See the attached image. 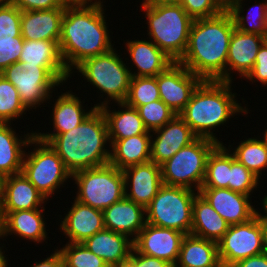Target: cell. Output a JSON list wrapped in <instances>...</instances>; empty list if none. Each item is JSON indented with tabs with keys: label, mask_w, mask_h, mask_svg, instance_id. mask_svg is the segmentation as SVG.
Masks as SVG:
<instances>
[{
	"label": "cell",
	"mask_w": 267,
	"mask_h": 267,
	"mask_svg": "<svg viewBox=\"0 0 267 267\" xmlns=\"http://www.w3.org/2000/svg\"><path fill=\"white\" fill-rule=\"evenodd\" d=\"M234 29L229 11L193 20L186 51L178 63L202 80L226 81L227 55Z\"/></svg>",
	"instance_id": "6da1fadb"
},
{
	"label": "cell",
	"mask_w": 267,
	"mask_h": 267,
	"mask_svg": "<svg viewBox=\"0 0 267 267\" xmlns=\"http://www.w3.org/2000/svg\"><path fill=\"white\" fill-rule=\"evenodd\" d=\"M103 6H66L62 18L60 53L72 74L84 59L98 56L113 48Z\"/></svg>",
	"instance_id": "7a4b0ae2"
},
{
	"label": "cell",
	"mask_w": 267,
	"mask_h": 267,
	"mask_svg": "<svg viewBox=\"0 0 267 267\" xmlns=\"http://www.w3.org/2000/svg\"><path fill=\"white\" fill-rule=\"evenodd\" d=\"M48 144L71 174L110 161V149H105L109 144L107 121L100 108H96L79 126L54 136Z\"/></svg>",
	"instance_id": "3957f363"
},
{
	"label": "cell",
	"mask_w": 267,
	"mask_h": 267,
	"mask_svg": "<svg viewBox=\"0 0 267 267\" xmlns=\"http://www.w3.org/2000/svg\"><path fill=\"white\" fill-rule=\"evenodd\" d=\"M231 83L203 80L192 93L188 104L178 114L198 138H207L223 144L212 129L223 126L234 115L248 114L249 109L241 106L235 99L236 93L232 92Z\"/></svg>",
	"instance_id": "277c9868"
},
{
	"label": "cell",
	"mask_w": 267,
	"mask_h": 267,
	"mask_svg": "<svg viewBox=\"0 0 267 267\" xmlns=\"http://www.w3.org/2000/svg\"><path fill=\"white\" fill-rule=\"evenodd\" d=\"M149 39L175 62L186 51L193 19L179 3L143 0Z\"/></svg>",
	"instance_id": "5b68a950"
},
{
	"label": "cell",
	"mask_w": 267,
	"mask_h": 267,
	"mask_svg": "<svg viewBox=\"0 0 267 267\" xmlns=\"http://www.w3.org/2000/svg\"><path fill=\"white\" fill-rule=\"evenodd\" d=\"M115 48L110 51L84 59L74 69H77L91 85L96 87L100 91L99 96L103 95L105 99L96 104L97 108L109 104L110 101L124 102L127 98L130 80L131 70L124 61L123 58L116 53Z\"/></svg>",
	"instance_id": "8992f818"
},
{
	"label": "cell",
	"mask_w": 267,
	"mask_h": 267,
	"mask_svg": "<svg viewBox=\"0 0 267 267\" xmlns=\"http://www.w3.org/2000/svg\"><path fill=\"white\" fill-rule=\"evenodd\" d=\"M71 179L77 184L74 199L93 208L103 211L125 197L123 171L110 163L77 171Z\"/></svg>",
	"instance_id": "52a82bcc"
},
{
	"label": "cell",
	"mask_w": 267,
	"mask_h": 267,
	"mask_svg": "<svg viewBox=\"0 0 267 267\" xmlns=\"http://www.w3.org/2000/svg\"><path fill=\"white\" fill-rule=\"evenodd\" d=\"M217 145L213 140L197 138L181 148L161 165L163 184L199 192L205 179L208 155Z\"/></svg>",
	"instance_id": "ba28073f"
},
{
	"label": "cell",
	"mask_w": 267,
	"mask_h": 267,
	"mask_svg": "<svg viewBox=\"0 0 267 267\" xmlns=\"http://www.w3.org/2000/svg\"><path fill=\"white\" fill-rule=\"evenodd\" d=\"M199 192L163 184L145 208L146 223L190 234L193 200Z\"/></svg>",
	"instance_id": "9c48e42d"
},
{
	"label": "cell",
	"mask_w": 267,
	"mask_h": 267,
	"mask_svg": "<svg viewBox=\"0 0 267 267\" xmlns=\"http://www.w3.org/2000/svg\"><path fill=\"white\" fill-rule=\"evenodd\" d=\"M33 144V151L25 152L21 172L48 201L72 174L48 143L34 136Z\"/></svg>",
	"instance_id": "30bf717a"
},
{
	"label": "cell",
	"mask_w": 267,
	"mask_h": 267,
	"mask_svg": "<svg viewBox=\"0 0 267 267\" xmlns=\"http://www.w3.org/2000/svg\"><path fill=\"white\" fill-rule=\"evenodd\" d=\"M264 253L262 221L256 214L249 221L229 225L218 242L221 267H231L237 261Z\"/></svg>",
	"instance_id": "8fae6325"
},
{
	"label": "cell",
	"mask_w": 267,
	"mask_h": 267,
	"mask_svg": "<svg viewBox=\"0 0 267 267\" xmlns=\"http://www.w3.org/2000/svg\"><path fill=\"white\" fill-rule=\"evenodd\" d=\"M0 74L18 90L21 102L28 111L36 109L44 101L45 103L49 101L53 89L61 86V83L44 67H27L23 70L20 63H14Z\"/></svg>",
	"instance_id": "7c38bea8"
},
{
	"label": "cell",
	"mask_w": 267,
	"mask_h": 267,
	"mask_svg": "<svg viewBox=\"0 0 267 267\" xmlns=\"http://www.w3.org/2000/svg\"><path fill=\"white\" fill-rule=\"evenodd\" d=\"M203 80L178 62L157 75L160 100L178 115Z\"/></svg>",
	"instance_id": "4fadbf2b"
},
{
	"label": "cell",
	"mask_w": 267,
	"mask_h": 267,
	"mask_svg": "<svg viewBox=\"0 0 267 267\" xmlns=\"http://www.w3.org/2000/svg\"><path fill=\"white\" fill-rule=\"evenodd\" d=\"M184 236L180 231L145 223L133 246L138 253L168 261L174 266Z\"/></svg>",
	"instance_id": "5bb4252c"
},
{
	"label": "cell",
	"mask_w": 267,
	"mask_h": 267,
	"mask_svg": "<svg viewBox=\"0 0 267 267\" xmlns=\"http://www.w3.org/2000/svg\"><path fill=\"white\" fill-rule=\"evenodd\" d=\"M151 133L157 135L151 138L150 161L159 166L198 138L179 115Z\"/></svg>",
	"instance_id": "9a60e30c"
},
{
	"label": "cell",
	"mask_w": 267,
	"mask_h": 267,
	"mask_svg": "<svg viewBox=\"0 0 267 267\" xmlns=\"http://www.w3.org/2000/svg\"><path fill=\"white\" fill-rule=\"evenodd\" d=\"M199 193L229 225L245 223L257 214L249 195L228 188H201Z\"/></svg>",
	"instance_id": "2e32d148"
},
{
	"label": "cell",
	"mask_w": 267,
	"mask_h": 267,
	"mask_svg": "<svg viewBox=\"0 0 267 267\" xmlns=\"http://www.w3.org/2000/svg\"><path fill=\"white\" fill-rule=\"evenodd\" d=\"M19 63L23 70L27 67L46 68L62 85L71 78L60 53L59 41L24 40Z\"/></svg>",
	"instance_id": "e0dca14e"
},
{
	"label": "cell",
	"mask_w": 267,
	"mask_h": 267,
	"mask_svg": "<svg viewBox=\"0 0 267 267\" xmlns=\"http://www.w3.org/2000/svg\"><path fill=\"white\" fill-rule=\"evenodd\" d=\"M46 200L22 172L1 179L0 212L38 209Z\"/></svg>",
	"instance_id": "ac0fdd59"
},
{
	"label": "cell",
	"mask_w": 267,
	"mask_h": 267,
	"mask_svg": "<svg viewBox=\"0 0 267 267\" xmlns=\"http://www.w3.org/2000/svg\"><path fill=\"white\" fill-rule=\"evenodd\" d=\"M123 174L125 197L144 208L150 204L163 185L161 166L151 161L128 167L123 170Z\"/></svg>",
	"instance_id": "d6986e66"
},
{
	"label": "cell",
	"mask_w": 267,
	"mask_h": 267,
	"mask_svg": "<svg viewBox=\"0 0 267 267\" xmlns=\"http://www.w3.org/2000/svg\"><path fill=\"white\" fill-rule=\"evenodd\" d=\"M266 41V37L259 34L245 33L234 29L230 42L226 62V81L233 82L231 73L235 70L241 78H245L252 70L256 55ZM232 71V72H231Z\"/></svg>",
	"instance_id": "ffe728a7"
},
{
	"label": "cell",
	"mask_w": 267,
	"mask_h": 267,
	"mask_svg": "<svg viewBox=\"0 0 267 267\" xmlns=\"http://www.w3.org/2000/svg\"><path fill=\"white\" fill-rule=\"evenodd\" d=\"M61 220L60 230L68 243H83L87 238L105 229L103 211L74 199L73 205Z\"/></svg>",
	"instance_id": "44dd1931"
},
{
	"label": "cell",
	"mask_w": 267,
	"mask_h": 267,
	"mask_svg": "<svg viewBox=\"0 0 267 267\" xmlns=\"http://www.w3.org/2000/svg\"><path fill=\"white\" fill-rule=\"evenodd\" d=\"M45 207L31 210H18L15 212H0V236L16 235L42 243L47 237L44 214Z\"/></svg>",
	"instance_id": "7402d4cb"
},
{
	"label": "cell",
	"mask_w": 267,
	"mask_h": 267,
	"mask_svg": "<svg viewBox=\"0 0 267 267\" xmlns=\"http://www.w3.org/2000/svg\"><path fill=\"white\" fill-rule=\"evenodd\" d=\"M96 108L94 104L91 110L87 109L86 111L82 106L81 99L68 90V92L60 94L54 103L53 117H51L53 118V133H39L38 131L37 133L35 132V136L39 140L48 143L57 134L68 132L79 126Z\"/></svg>",
	"instance_id": "603a6c76"
},
{
	"label": "cell",
	"mask_w": 267,
	"mask_h": 267,
	"mask_svg": "<svg viewBox=\"0 0 267 267\" xmlns=\"http://www.w3.org/2000/svg\"><path fill=\"white\" fill-rule=\"evenodd\" d=\"M103 218L105 229L132 237L133 241L146 223L145 208L126 197L103 210Z\"/></svg>",
	"instance_id": "cb8c5ba5"
},
{
	"label": "cell",
	"mask_w": 267,
	"mask_h": 267,
	"mask_svg": "<svg viewBox=\"0 0 267 267\" xmlns=\"http://www.w3.org/2000/svg\"><path fill=\"white\" fill-rule=\"evenodd\" d=\"M65 8L21 11V35L24 40L59 41Z\"/></svg>",
	"instance_id": "d4e9b609"
},
{
	"label": "cell",
	"mask_w": 267,
	"mask_h": 267,
	"mask_svg": "<svg viewBox=\"0 0 267 267\" xmlns=\"http://www.w3.org/2000/svg\"><path fill=\"white\" fill-rule=\"evenodd\" d=\"M130 62L137 68L131 76L156 77L167 70L175 61L160 50L151 40H130L126 42Z\"/></svg>",
	"instance_id": "484cf974"
},
{
	"label": "cell",
	"mask_w": 267,
	"mask_h": 267,
	"mask_svg": "<svg viewBox=\"0 0 267 267\" xmlns=\"http://www.w3.org/2000/svg\"><path fill=\"white\" fill-rule=\"evenodd\" d=\"M83 244L109 267H123L134 248L133 240L128 236L108 229L95 233Z\"/></svg>",
	"instance_id": "4316f807"
},
{
	"label": "cell",
	"mask_w": 267,
	"mask_h": 267,
	"mask_svg": "<svg viewBox=\"0 0 267 267\" xmlns=\"http://www.w3.org/2000/svg\"><path fill=\"white\" fill-rule=\"evenodd\" d=\"M11 124L0 123V179L21 172L26 152L24 149L33 144L35 136L32 131L21 138Z\"/></svg>",
	"instance_id": "83f0119b"
},
{
	"label": "cell",
	"mask_w": 267,
	"mask_h": 267,
	"mask_svg": "<svg viewBox=\"0 0 267 267\" xmlns=\"http://www.w3.org/2000/svg\"><path fill=\"white\" fill-rule=\"evenodd\" d=\"M152 134H141L125 139H109L110 161L119 170L150 162Z\"/></svg>",
	"instance_id": "f1b7e54d"
},
{
	"label": "cell",
	"mask_w": 267,
	"mask_h": 267,
	"mask_svg": "<svg viewBox=\"0 0 267 267\" xmlns=\"http://www.w3.org/2000/svg\"><path fill=\"white\" fill-rule=\"evenodd\" d=\"M228 228L229 224L198 193L193 200L192 228L190 234L218 243Z\"/></svg>",
	"instance_id": "f546056e"
},
{
	"label": "cell",
	"mask_w": 267,
	"mask_h": 267,
	"mask_svg": "<svg viewBox=\"0 0 267 267\" xmlns=\"http://www.w3.org/2000/svg\"><path fill=\"white\" fill-rule=\"evenodd\" d=\"M120 110H110L109 105L99 107L107 121L109 139H125L141 134H151L145 127L136 108L117 102Z\"/></svg>",
	"instance_id": "4dcf8cb0"
},
{
	"label": "cell",
	"mask_w": 267,
	"mask_h": 267,
	"mask_svg": "<svg viewBox=\"0 0 267 267\" xmlns=\"http://www.w3.org/2000/svg\"><path fill=\"white\" fill-rule=\"evenodd\" d=\"M173 267H221L218 243L186 234Z\"/></svg>",
	"instance_id": "1f68e13d"
},
{
	"label": "cell",
	"mask_w": 267,
	"mask_h": 267,
	"mask_svg": "<svg viewBox=\"0 0 267 267\" xmlns=\"http://www.w3.org/2000/svg\"><path fill=\"white\" fill-rule=\"evenodd\" d=\"M230 169V147L218 144L208 155L205 179L201 188H228Z\"/></svg>",
	"instance_id": "d6a6232c"
},
{
	"label": "cell",
	"mask_w": 267,
	"mask_h": 267,
	"mask_svg": "<svg viewBox=\"0 0 267 267\" xmlns=\"http://www.w3.org/2000/svg\"><path fill=\"white\" fill-rule=\"evenodd\" d=\"M262 139L257 137L243 139L237 148H233L231 152L240 163L259 179L262 171L267 168V143L263 137Z\"/></svg>",
	"instance_id": "836d02e7"
},
{
	"label": "cell",
	"mask_w": 267,
	"mask_h": 267,
	"mask_svg": "<svg viewBox=\"0 0 267 267\" xmlns=\"http://www.w3.org/2000/svg\"><path fill=\"white\" fill-rule=\"evenodd\" d=\"M243 0H239L229 12L234 20L235 28L245 33L259 34L267 36V4L260 2L259 4L251 6L244 16Z\"/></svg>",
	"instance_id": "e575fe53"
},
{
	"label": "cell",
	"mask_w": 267,
	"mask_h": 267,
	"mask_svg": "<svg viewBox=\"0 0 267 267\" xmlns=\"http://www.w3.org/2000/svg\"><path fill=\"white\" fill-rule=\"evenodd\" d=\"M28 109L21 102L18 90L0 74V123H11Z\"/></svg>",
	"instance_id": "d590c367"
},
{
	"label": "cell",
	"mask_w": 267,
	"mask_h": 267,
	"mask_svg": "<svg viewBox=\"0 0 267 267\" xmlns=\"http://www.w3.org/2000/svg\"><path fill=\"white\" fill-rule=\"evenodd\" d=\"M160 100V93L156 77H131L126 100L128 106H138Z\"/></svg>",
	"instance_id": "8d00e7d4"
},
{
	"label": "cell",
	"mask_w": 267,
	"mask_h": 267,
	"mask_svg": "<svg viewBox=\"0 0 267 267\" xmlns=\"http://www.w3.org/2000/svg\"><path fill=\"white\" fill-rule=\"evenodd\" d=\"M64 267H109L100 257L91 252L83 243H66L58 250Z\"/></svg>",
	"instance_id": "74e56055"
},
{
	"label": "cell",
	"mask_w": 267,
	"mask_h": 267,
	"mask_svg": "<svg viewBox=\"0 0 267 267\" xmlns=\"http://www.w3.org/2000/svg\"><path fill=\"white\" fill-rule=\"evenodd\" d=\"M137 111L143 120V123L149 132H153L177 116L166 104L161 100L138 106Z\"/></svg>",
	"instance_id": "f35d334b"
},
{
	"label": "cell",
	"mask_w": 267,
	"mask_h": 267,
	"mask_svg": "<svg viewBox=\"0 0 267 267\" xmlns=\"http://www.w3.org/2000/svg\"><path fill=\"white\" fill-rule=\"evenodd\" d=\"M260 183L259 178L240 163L231 153V169L228 189L245 195H251Z\"/></svg>",
	"instance_id": "ab89813d"
},
{
	"label": "cell",
	"mask_w": 267,
	"mask_h": 267,
	"mask_svg": "<svg viewBox=\"0 0 267 267\" xmlns=\"http://www.w3.org/2000/svg\"><path fill=\"white\" fill-rule=\"evenodd\" d=\"M21 35V11L8 0L0 6V40Z\"/></svg>",
	"instance_id": "60d3db41"
},
{
	"label": "cell",
	"mask_w": 267,
	"mask_h": 267,
	"mask_svg": "<svg viewBox=\"0 0 267 267\" xmlns=\"http://www.w3.org/2000/svg\"><path fill=\"white\" fill-rule=\"evenodd\" d=\"M179 4L193 20L213 17L223 11L214 0H180Z\"/></svg>",
	"instance_id": "b9f144b4"
},
{
	"label": "cell",
	"mask_w": 267,
	"mask_h": 267,
	"mask_svg": "<svg viewBox=\"0 0 267 267\" xmlns=\"http://www.w3.org/2000/svg\"><path fill=\"white\" fill-rule=\"evenodd\" d=\"M23 43L24 38L22 36L0 40V73L8 66L19 63Z\"/></svg>",
	"instance_id": "7bdbcfd3"
},
{
	"label": "cell",
	"mask_w": 267,
	"mask_h": 267,
	"mask_svg": "<svg viewBox=\"0 0 267 267\" xmlns=\"http://www.w3.org/2000/svg\"><path fill=\"white\" fill-rule=\"evenodd\" d=\"M245 79L267 86V42L265 41L260 47L255 64L252 70L247 74ZM254 80V81H253Z\"/></svg>",
	"instance_id": "ee69618b"
},
{
	"label": "cell",
	"mask_w": 267,
	"mask_h": 267,
	"mask_svg": "<svg viewBox=\"0 0 267 267\" xmlns=\"http://www.w3.org/2000/svg\"><path fill=\"white\" fill-rule=\"evenodd\" d=\"M20 11L47 10L55 8H65L62 0H8Z\"/></svg>",
	"instance_id": "f6af8a7d"
},
{
	"label": "cell",
	"mask_w": 267,
	"mask_h": 267,
	"mask_svg": "<svg viewBox=\"0 0 267 267\" xmlns=\"http://www.w3.org/2000/svg\"><path fill=\"white\" fill-rule=\"evenodd\" d=\"M123 267H173L168 261L138 253L134 248Z\"/></svg>",
	"instance_id": "bcb514c9"
},
{
	"label": "cell",
	"mask_w": 267,
	"mask_h": 267,
	"mask_svg": "<svg viewBox=\"0 0 267 267\" xmlns=\"http://www.w3.org/2000/svg\"><path fill=\"white\" fill-rule=\"evenodd\" d=\"M231 267H267V254L262 253L257 256L242 259Z\"/></svg>",
	"instance_id": "7dc6e473"
},
{
	"label": "cell",
	"mask_w": 267,
	"mask_h": 267,
	"mask_svg": "<svg viewBox=\"0 0 267 267\" xmlns=\"http://www.w3.org/2000/svg\"><path fill=\"white\" fill-rule=\"evenodd\" d=\"M43 261L35 262L30 267H64V261L58 249H55L53 254L42 259Z\"/></svg>",
	"instance_id": "c3c4849f"
},
{
	"label": "cell",
	"mask_w": 267,
	"mask_h": 267,
	"mask_svg": "<svg viewBox=\"0 0 267 267\" xmlns=\"http://www.w3.org/2000/svg\"><path fill=\"white\" fill-rule=\"evenodd\" d=\"M66 6H77V5H100L103 6L101 0H62Z\"/></svg>",
	"instance_id": "681fc988"
},
{
	"label": "cell",
	"mask_w": 267,
	"mask_h": 267,
	"mask_svg": "<svg viewBox=\"0 0 267 267\" xmlns=\"http://www.w3.org/2000/svg\"><path fill=\"white\" fill-rule=\"evenodd\" d=\"M223 11H229L239 0H214Z\"/></svg>",
	"instance_id": "f907efd6"
},
{
	"label": "cell",
	"mask_w": 267,
	"mask_h": 267,
	"mask_svg": "<svg viewBox=\"0 0 267 267\" xmlns=\"http://www.w3.org/2000/svg\"><path fill=\"white\" fill-rule=\"evenodd\" d=\"M262 209H264V213H266L265 215L259 213V211L257 210V215L259 216L260 220L264 223H267V195L264 196V198L262 199Z\"/></svg>",
	"instance_id": "816d5d0a"
},
{
	"label": "cell",
	"mask_w": 267,
	"mask_h": 267,
	"mask_svg": "<svg viewBox=\"0 0 267 267\" xmlns=\"http://www.w3.org/2000/svg\"><path fill=\"white\" fill-rule=\"evenodd\" d=\"M262 234L264 253L267 254V223L264 222H262Z\"/></svg>",
	"instance_id": "f5cc1de1"
},
{
	"label": "cell",
	"mask_w": 267,
	"mask_h": 267,
	"mask_svg": "<svg viewBox=\"0 0 267 267\" xmlns=\"http://www.w3.org/2000/svg\"><path fill=\"white\" fill-rule=\"evenodd\" d=\"M0 267H8L7 257L4 253L0 255Z\"/></svg>",
	"instance_id": "db71d44e"
},
{
	"label": "cell",
	"mask_w": 267,
	"mask_h": 267,
	"mask_svg": "<svg viewBox=\"0 0 267 267\" xmlns=\"http://www.w3.org/2000/svg\"><path fill=\"white\" fill-rule=\"evenodd\" d=\"M152 2H159V3H179L180 0H149Z\"/></svg>",
	"instance_id": "11a10c76"
},
{
	"label": "cell",
	"mask_w": 267,
	"mask_h": 267,
	"mask_svg": "<svg viewBox=\"0 0 267 267\" xmlns=\"http://www.w3.org/2000/svg\"><path fill=\"white\" fill-rule=\"evenodd\" d=\"M265 132V133H264ZM262 133H264L262 137H264V140L266 141L267 143V129L265 128V131H263Z\"/></svg>",
	"instance_id": "9f6ffc18"
},
{
	"label": "cell",
	"mask_w": 267,
	"mask_h": 267,
	"mask_svg": "<svg viewBox=\"0 0 267 267\" xmlns=\"http://www.w3.org/2000/svg\"><path fill=\"white\" fill-rule=\"evenodd\" d=\"M1 238H2V237L0 236V239H1ZM3 248H4V246H3V247L0 246V255L4 252V249H3ZM2 250H3V251H2Z\"/></svg>",
	"instance_id": "6f0895ef"
},
{
	"label": "cell",
	"mask_w": 267,
	"mask_h": 267,
	"mask_svg": "<svg viewBox=\"0 0 267 267\" xmlns=\"http://www.w3.org/2000/svg\"><path fill=\"white\" fill-rule=\"evenodd\" d=\"M7 0H0V6H2Z\"/></svg>",
	"instance_id": "680465c9"
}]
</instances>
